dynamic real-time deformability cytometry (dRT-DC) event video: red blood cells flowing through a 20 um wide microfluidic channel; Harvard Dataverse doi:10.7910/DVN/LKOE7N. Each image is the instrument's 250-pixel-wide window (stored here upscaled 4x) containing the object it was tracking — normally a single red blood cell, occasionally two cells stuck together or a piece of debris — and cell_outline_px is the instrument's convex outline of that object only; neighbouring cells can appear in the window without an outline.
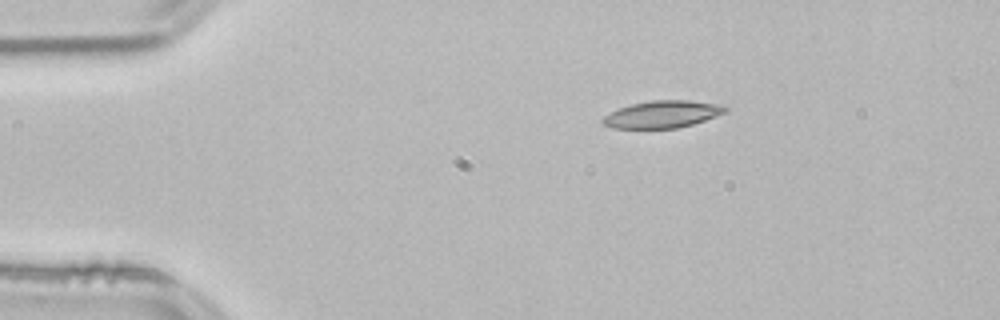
{"species": "common noctule bat (a hibernating species)", "species_latin": "Nyctalus noctula", "temperature_condition": "room temperature", "stored_images_in_passage": 45, "camera_frame_rate_fps": 3000, "um_per_image_px": 0.085, "animal": {"sex": "male", "body_mass_g": 21.5, "forearm_length_mm": 52.0}, "frame": {"image": 1, "passage_image": 1, "time_ms": 0.0, "image_size_px": [1000, 320], "cell_outline_px": [[728, 112], [692, 124], [676, 128], [612, 128], [600, 124], [600, 120], [604, 116], [620, 108], [632, 104], [652, 100], [688, 100], [724, 104], [728, 108]], "centroid_in_image_um": [56.32, 9.71], "position_along_channel_um": 28.7, "area_um2": 19.48}}
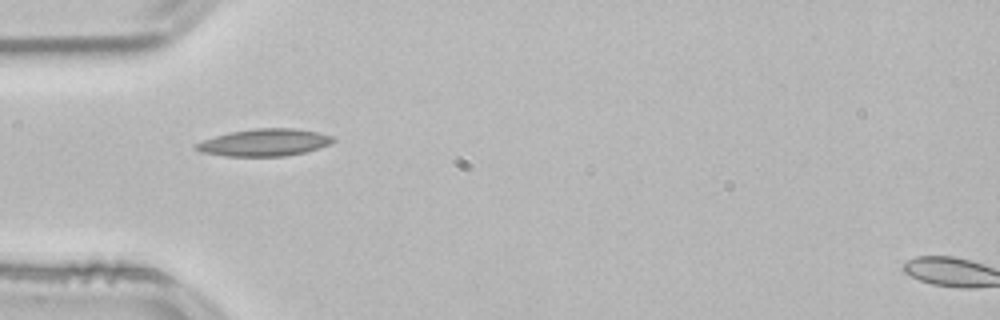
{"frame": {"image": 2, "passage_image": 8, "time_ms": 2.333, "image_size_px": [1000, 320], "cell_outline_px": [[336, 140], [328, 144], [304, 152], [284, 156], [224, 156], [200, 152], [192, 148], [192, 144], [228, 132], [256, 128], [296, 128], [316, 132], [332, 136]], "centroid_in_image_um": [22.39, 12.11], "position_along_channel_um": 62.6, "area_um2": 21.68}}
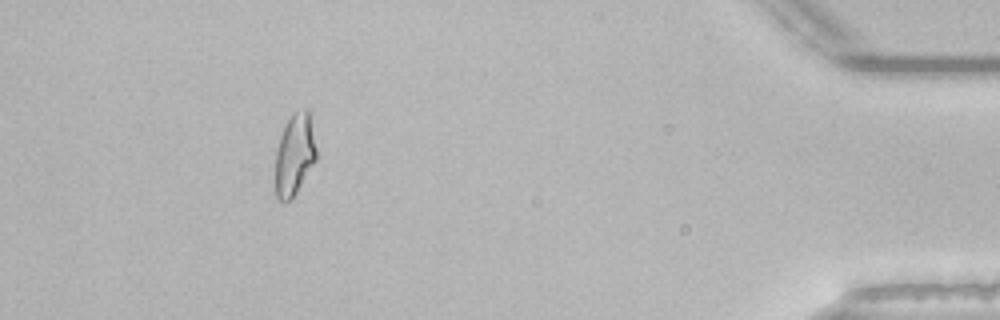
{"frame": {"image": 3, "passage_image": 40, "time_ms": 13.0, "image_size_px": [1000, 320], "cell_outline_px": [[316, 160], [296, 192], [288, 200], [276, 200], [276, 152], [280, 136], [284, 124], [292, 112], [304, 108], [312, 108], [316, 148]], "centroid_in_image_um": [25.08, 13.0], "position_along_channel_um": 410.1, "area_um2": 19.88}, "authors_computed_cell_mechanics": {"area_um2": 19.4786, "velocity_mm_per_s": 3.8327, "shape_relaxation_time_tau1_ms": null, "shape_relaxation_time_tau2_ms": 3.786, "deformation_change_tau1": null, "deformation_change_tau2": 0.1162}}